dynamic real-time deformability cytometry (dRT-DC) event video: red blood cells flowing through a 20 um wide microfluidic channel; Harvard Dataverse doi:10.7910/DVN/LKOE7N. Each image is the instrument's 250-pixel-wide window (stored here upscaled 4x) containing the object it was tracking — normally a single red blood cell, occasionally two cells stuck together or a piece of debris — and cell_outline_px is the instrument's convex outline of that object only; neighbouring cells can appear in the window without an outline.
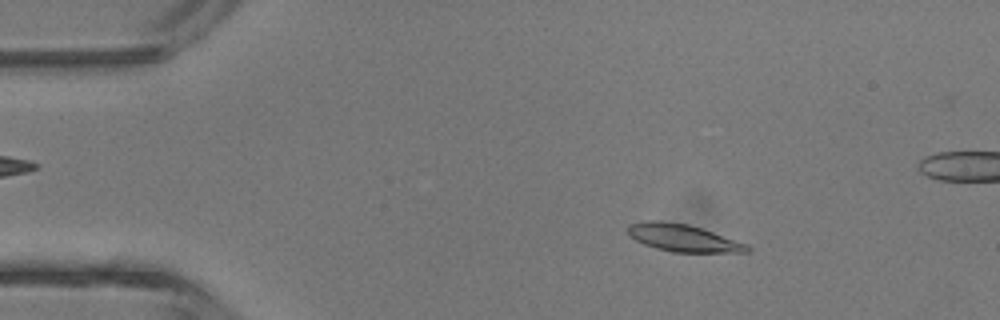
{"species": "common noctule bat (a hibernating species)", "species_latin": "Nyctalus noctula", "temperature_condition": "room temperature", "stored_images_in_passage": 22, "camera_frame_rate_fps": 3000, "um_per_image_px": 0.085, "animal": {"sex": "male", "body_mass_g": 13.3}, "frame": {"image": 1, "passage_image": 5, "time_ms": 1.333, "image_size_px": [1000, 320], "cell_outline_px": [[752, 248], [748, 252], [672, 252], [656, 248], [644, 244], [636, 240], [628, 232], [628, 224], [648, 220], [656, 220], [688, 224], [748, 244]], "centroid_in_image_um": [58.07, 20.22], "position_along_channel_um": 26.9, "area_um2": 18.79}}
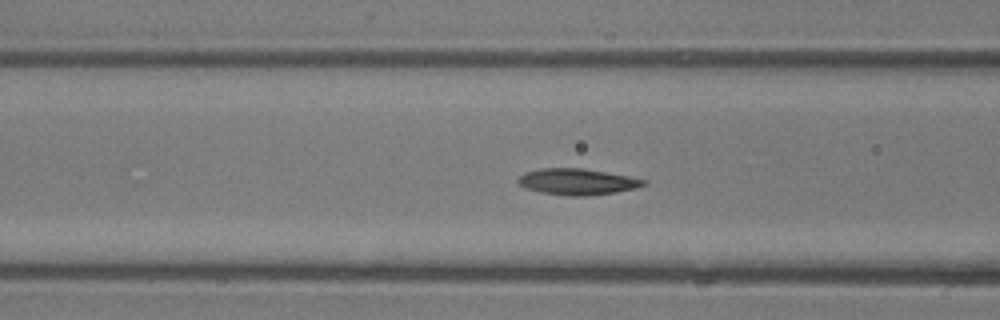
{"frame": {"image": 2, "passage_image": 15, "time_ms": 4.667, "image_size_px": [1000, 320], "cell_outline_px": [[648, 184], [636, 188], [612, 192], [584, 196], [568, 196], [540, 192], [524, 188], [516, 184], [516, 180], [524, 172], [544, 168], [580, 168], [628, 176], [648, 180]], "centroid_in_image_um": [49.02, 15.45], "position_along_channel_um": 117.6, "area_um2": 19.13}}
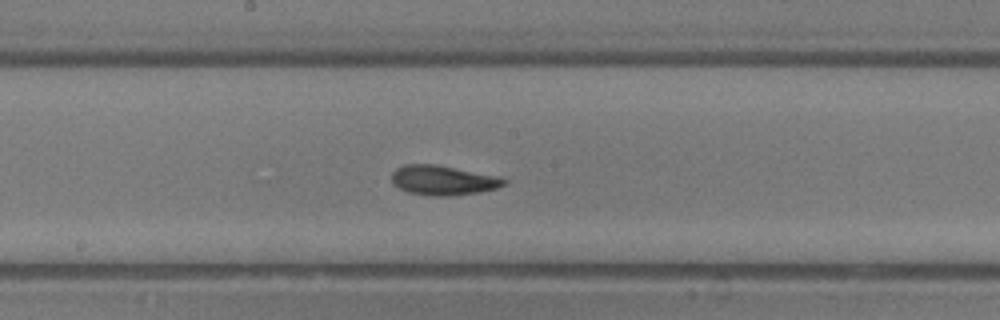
{"frame": {"image": 3, "passage_image": 21, "time_ms": 6.667, "image_size_px": [1000, 320], "cell_outline_px": [[508, 180], [504, 184], [496, 188], [480, 192], [452, 196], [432, 196], [408, 192], [392, 184], [392, 172], [396, 168], [404, 164], [432, 164], [500, 176]], "centroid_in_image_um": [37.65, 15.33], "position_along_channel_um": 210.5, "area_um2": 19.42}}